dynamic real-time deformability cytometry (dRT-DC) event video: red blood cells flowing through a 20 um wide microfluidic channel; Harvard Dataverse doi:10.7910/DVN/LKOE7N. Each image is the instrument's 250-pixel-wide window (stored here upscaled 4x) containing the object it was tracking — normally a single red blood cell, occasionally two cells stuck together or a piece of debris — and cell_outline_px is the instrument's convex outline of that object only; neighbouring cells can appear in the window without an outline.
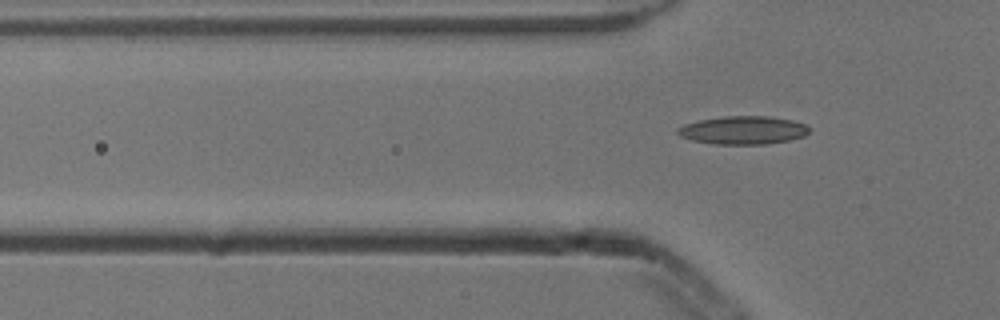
{"species": "common noctule bat (a hibernating species)", "species_latin": "Nyctalus noctula", "temperature_condition": "cold", "stored_images_in_passage": 6, "camera_frame_rate_fps": 3000, "um_per_image_px": 0.085, "animal": {"sex": "male", "body_mass_g": 13.3}, "frame": {"image": 1, "passage_image": 6, "time_ms": 1.667, "image_size_px": [1000, 320], "cell_outline_px": [[812, 128], [804, 136], [788, 140], [768, 144], [716, 144], [692, 140], [680, 136], [676, 132], [676, 128], [684, 124], [700, 120], [724, 116], [768, 116], [792, 120], [804, 124]], "centroid_in_image_um": [63.16, 11.06], "position_along_channel_um": 62.6, "area_um2": 21.62}}